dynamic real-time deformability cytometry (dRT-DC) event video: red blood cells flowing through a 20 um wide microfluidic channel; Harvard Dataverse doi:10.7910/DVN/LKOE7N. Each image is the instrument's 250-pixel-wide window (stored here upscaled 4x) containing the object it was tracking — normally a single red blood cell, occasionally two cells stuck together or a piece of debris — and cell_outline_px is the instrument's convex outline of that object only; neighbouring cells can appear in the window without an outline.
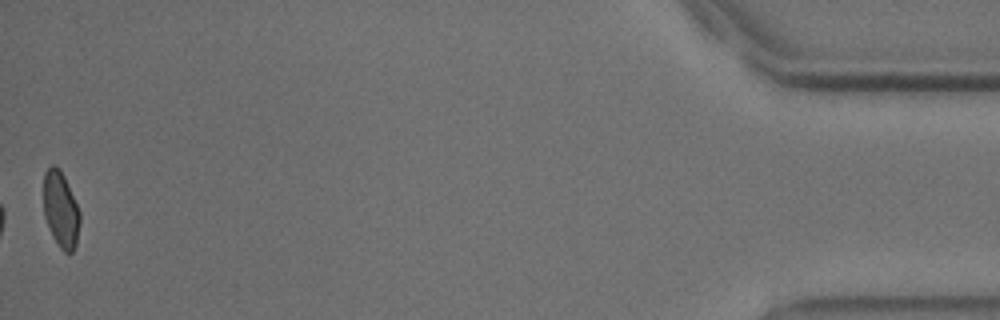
{"species": "common noctule bat (a hibernating species)", "species_latin": "Nyctalus noctula", "temperature_condition": "cold", "stored_images_in_passage": 56, "segment_of_instrument_passage": [2, 2], "camera_frame_rate_fps": 3000, "um_per_image_px": 0.085, "animal": {"sex": "male", "body_mass_g": 18.8}, "frame": {"image": 1, "passage_image": 56, "time_ms": 18.333, "image_size_px": [1000, 320], "cell_outline_px": [[80, 224], [76, 244], [72, 252], [64, 252], [60, 248], [52, 236], [44, 216], [44, 172], [52, 164], [60, 168], [64, 176], [80, 212]], "centroid_in_image_um": [5.16, 17.81], "position_along_channel_um": 430.0, "area_um2": 16.07}}